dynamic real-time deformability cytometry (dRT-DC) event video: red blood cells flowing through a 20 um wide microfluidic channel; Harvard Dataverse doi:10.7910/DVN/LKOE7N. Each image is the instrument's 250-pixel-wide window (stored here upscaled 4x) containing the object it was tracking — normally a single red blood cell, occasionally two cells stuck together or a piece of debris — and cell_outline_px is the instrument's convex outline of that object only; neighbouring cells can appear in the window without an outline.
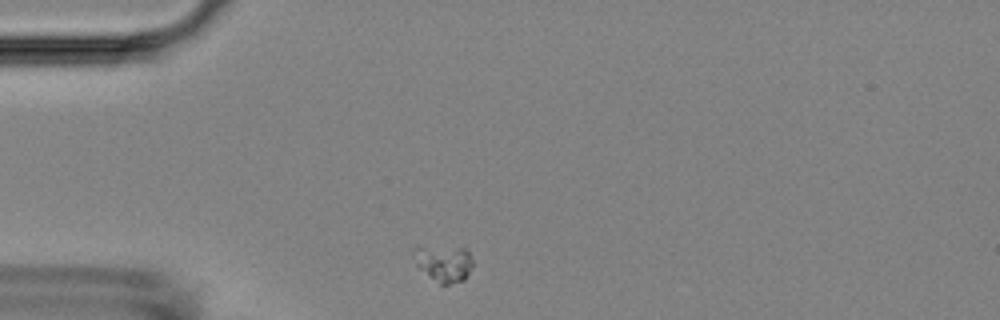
{"species": "Egyptian fruit bat (a non-hibernating species)", "species_latin": "Rousettus aegyptiacus", "temperature_condition": "room temperature", "stored_images_in_passage": 35, "camera_frame_rate_fps": 3000, "um_per_image_px": 0.085, "animal": {"sex": "female"}, "frame": {"image": 1, "passage_image": 1, "time_ms": 0.0, "image_size_px": [1000, 320], "cell_outline_px": [[472, 264], [468, 276], [464, 280], [448, 284], [440, 284], [420, 268], [416, 264], [416, 244], [464, 248], [468, 252], [472, 260]], "centroid_in_image_um": [37.74, 22.34], "position_along_channel_um": 47.3, "area_um2": 12.48}}
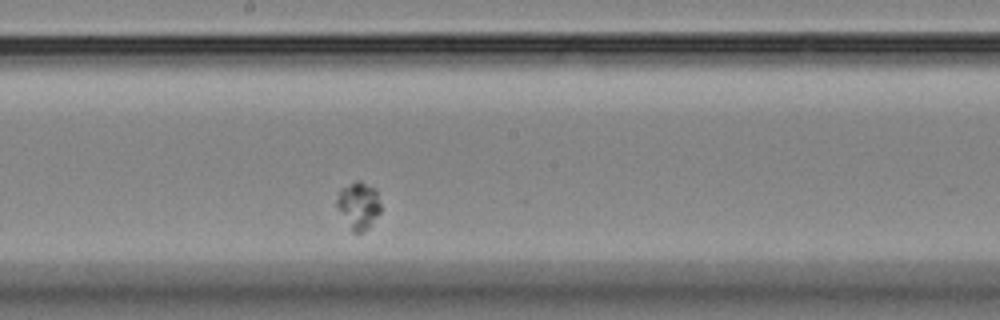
{"frame": {"image": 2, "passage_image": 18, "time_ms": 5.667, "image_size_px": [1000, 320], "cell_outline_px": [[380, 212], [368, 228], [360, 232], [352, 232], [336, 204], [336, 200], [340, 188], [356, 180], [360, 180], [376, 188], [380, 204]], "centroid_in_image_um": [30.48, 17.42], "position_along_channel_um": 217.7, "area_um2": 11.96}}
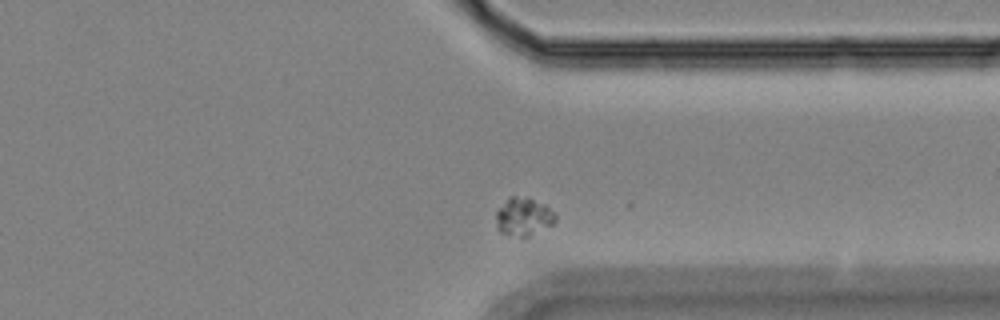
{"frame": {"image": 3, "passage_image": 31, "time_ms": 10.0, "image_size_px": [1000, 320], "cell_outline_px": [[556, 220], [552, 224], [528, 236], [520, 236], [500, 232], [496, 228], [496, 212], [508, 196], [528, 196], [544, 204], [556, 212]], "centroid_in_image_um": [44.5, 18.37], "position_along_channel_um": 366.9, "area_um2": 13.24}}